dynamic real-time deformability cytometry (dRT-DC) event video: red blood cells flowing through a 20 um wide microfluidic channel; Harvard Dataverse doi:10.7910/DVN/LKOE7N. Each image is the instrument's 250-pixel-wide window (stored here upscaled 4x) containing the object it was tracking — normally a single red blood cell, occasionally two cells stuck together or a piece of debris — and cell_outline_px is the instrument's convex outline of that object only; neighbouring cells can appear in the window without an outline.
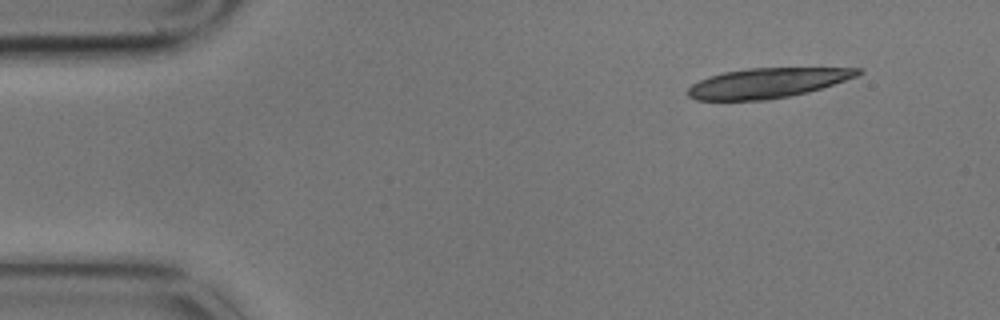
{"species": "common noctule bat (a hibernating species)", "species_latin": "Nyctalus noctula", "temperature_condition": "cold", "stored_images_in_passage": 3, "camera_frame_rate_fps": 3000, "um_per_image_px": 0.085, "animal": {"sex": "male", "body_mass_g": 17.9}, "frame": {"image": 1, "passage_image": 1, "time_ms": 0.0, "image_size_px": [1000, 320], "cell_outline_px": [[864, 72], [856, 76], [808, 92], [788, 96], [764, 100], [696, 100], [688, 96], [688, 88], [692, 84], [708, 76], [724, 72], [748, 68], [864, 68]], "centroid_in_image_um": [65.2, 7.05], "position_along_channel_um": 19.8, "area_um2": 29.36}}